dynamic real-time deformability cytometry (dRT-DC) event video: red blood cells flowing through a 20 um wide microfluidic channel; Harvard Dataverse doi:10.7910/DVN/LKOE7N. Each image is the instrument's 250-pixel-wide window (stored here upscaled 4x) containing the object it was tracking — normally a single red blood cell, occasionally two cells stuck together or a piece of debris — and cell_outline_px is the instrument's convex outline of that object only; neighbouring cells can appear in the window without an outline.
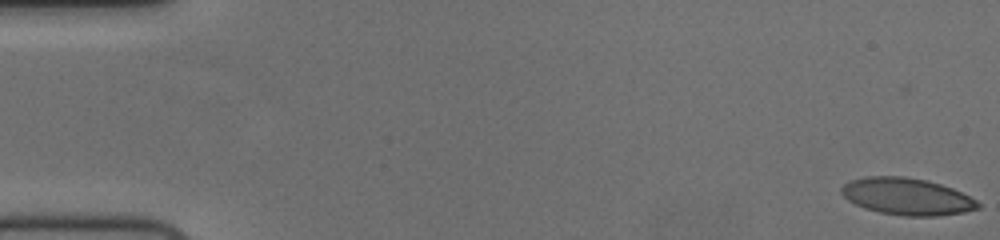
{"species": "human", "species_latin": "Homo sapiens", "temperature_condition": "cold", "stored_images_in_passage": 56, "camera_frame_rate_fps": 3000, "um_per_image_px": 0.085, "donor": {"sex": "female"}, "frame": {"image": 1, "passage_image": 1, "time_ms": 0.0, "image_size_px": [1000, 240], "cell_outline_px": [[980, 208], [964, 212], [936, 216], [904, 216], [880, 212], [864, 208], [848, 200], [840, 192], [840, 188], [844, 184], [852, 180], [868, 176], [904, 176], [924, 180], [940, 184], [952, 188], [976, 200], [980, 204]], "centroid_in_image_um": [77.08, 16.7], "position_along_channel_um": 7.9, "area_um2": 29.19}}
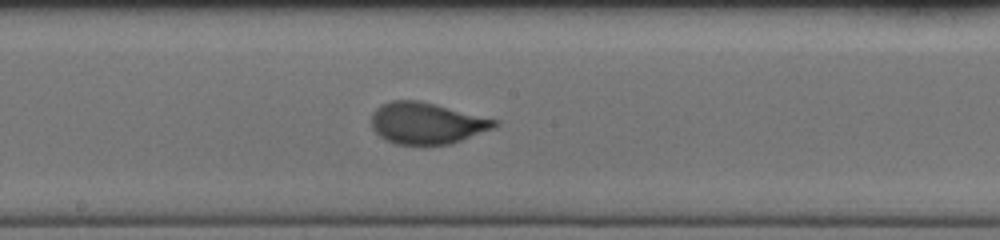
{"frame": {"image": 2, "passage_image": 30, "time_ms": 9.667, "image_size_px": [1000, 240], "cell_outline_px": [[500, 124], [492, 128], [452, 144], [396, 144], [384, 140], [372, 128], [372, 112], [380, 104], [392, 100], [416, 100], [500, 120]], "centroid_in_image_um": [36.25, 10.47], "position_along_channel_um": 212.0, "area_um2": 29.59}}
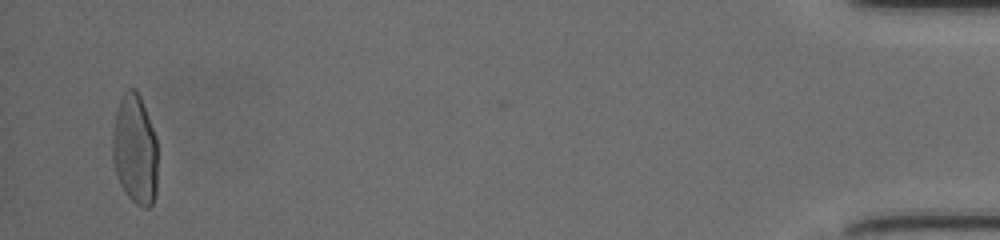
{"frame": {"image": 3, "passage_image": 54, "time_ms": 17.667, "image_size_px": [1000, 240], "cell_outline_px": [[156, 196], [152, 204], [148, 208], [140, 208], [128, 196], [120, 184], [112, 160], [112, 132], [116, 112], [120, 100], [124, 92], [128, 88], [136, 88], [140, 96], [156, 136]], "centroid_in_image_um": [11.46, 12.72], "position_along_channel_um": 423.7, "area_um2": 29.07}, "authors_computed_cell_mechanics": {"area_um2": 29.0734, "velocity_mm_per_s": 3.7312, "shape_relaxation_time_tau1_ms": 4.5314, "shape_relaxation_time_tau2_ms": null, "deformation_change_tau1": 0.187, "deformation_change_tau2": null}}